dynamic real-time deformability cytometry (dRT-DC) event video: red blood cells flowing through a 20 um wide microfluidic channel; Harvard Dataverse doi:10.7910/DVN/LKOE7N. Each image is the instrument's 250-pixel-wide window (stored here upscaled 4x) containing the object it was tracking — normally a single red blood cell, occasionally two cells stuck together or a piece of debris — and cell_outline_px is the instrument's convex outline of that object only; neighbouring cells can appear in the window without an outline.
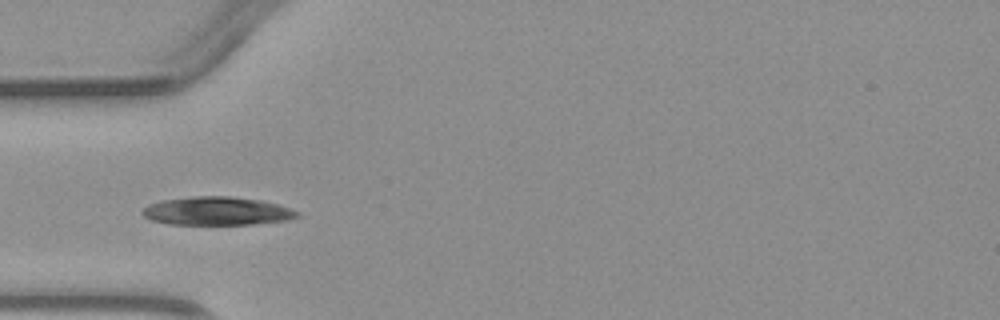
{"species": "common noctule bat (a hibernating species)", "species_latin": "Nyctalus noctula", "temperature_condition": "warm", "stored_images_in_passage": 4, "camera_frame_rate_fps": 3000, "um_per_image_px": 0.085, "animal": {"sex": "male", "body_mass_g": 23.1, "forearm_length_mm": 52.7}, "frame": {"image": 1, "passage_image": 4, "time_ms": 4.333, "image_size_px": [1000, 320], "cell_outline_px": [[300, 216], [288, 220], [252, 224], [168, 224], [152, 220], [144, 216], [140, 212], [148, 204], [160, 200], [192, 196], [232, 196], [260, 200], [276, 204], [300, 212]], "centroid_in_image_um": [18.42, 17.93], "position_along_channel_um": 66.6, "area_um2": 25.61}}